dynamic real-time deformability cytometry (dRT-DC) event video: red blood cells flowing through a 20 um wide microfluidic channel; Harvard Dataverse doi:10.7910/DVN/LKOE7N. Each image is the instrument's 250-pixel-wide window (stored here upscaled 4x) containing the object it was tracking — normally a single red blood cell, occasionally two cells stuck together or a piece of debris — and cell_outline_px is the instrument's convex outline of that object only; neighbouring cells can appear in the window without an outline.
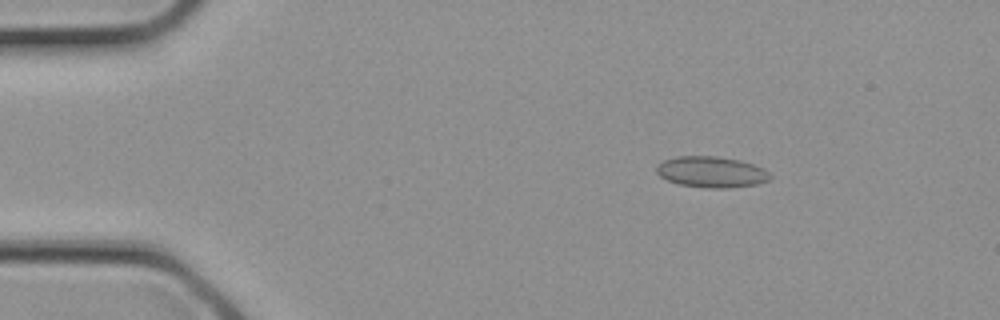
{"species": "common noctule bat (a hibernating species)", "species_latin": "Nyctalus noctula", "temperature_condition": "cold", "stored_images_in_passage": 10, "camera_frame_rate_fps": 3000, "um_per_image_px": 0.085, "animal": {"sex": "female", "body_mass_g": 21.9}, "frame": {"image": 1, "passage_image": 5, "time_ms": 1.333, "image_size_px": [1000, 320], "cell_outline_px": [[772, 176], [768, 180], [756, 184], [728, 188], [704, 188], [680, 184], [668, 180], [660, 176], [656, 172], [656, 164], [664, 160], [676, 156], [716, 156], [740, 160], [764, 168]], "centroid_in_image_um": [60.45, 14.61], "position_along_channel_um": 24.5, "area_um2": 20.58}}